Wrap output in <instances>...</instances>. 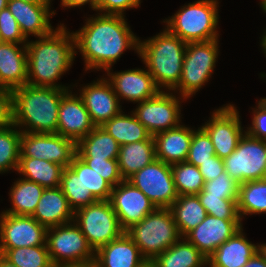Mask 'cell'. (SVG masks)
I'll return each instance as SVG.
<instances>
[{"label": "cell", "instance_id": "6da1fadb", "mask_svg": "<svg viewBox=\"0 0 266 267\" xmlns=\"http://www.w3.org/2000/svg\"><path fill=\"white\" fill-rule=\"evenodd\" d=\"M124 17L98 13L88 18L79 31L73 32L75 49L84 58L85 71H111V66L126 49L133 48L138 54L140 39L131 31Z\"/></svg>", "mask_w": 266, "mask_h": 267}, {"label": "cell", "instance_id": "7a4b0ae2", "mask_svg": "<svg viewBox=\"0 0 266 267\" xmlns=\"http://www.w3.org/2000/svg\"><path fill=\"white\" fill-rule=\"evenodd\" d=\"M26 47L27 84L68 89V86L57 84L56 81L73 65L77 54L74 34L60 24L50 34L27 42Z\"/></svg>", "mask_w": 266, "mask_h": 267}, {"label": "cell", "instance_id": "3957f363", "mask_svg": "<svg viewBox=\"0 0 266 267\" xmlns=\"http://www.w3.org/2000/svg\"><path fill=\"white\" fill-rule=\"evenodd\" d=\"M69 90L28 84L15 88L13 124L21 132L57 133L60 102Z\"/></svg>", "mask_w": 266, "mask_h": 267}, {"label": "cell", "instance_id": "277c9868", "mask_svg": "<svg viewBox=\"0 0 266 267\" xmlns=\"http://www.w3.org/2000/svg\"><path fill=\"white\" fill-rule=\"evenodd\" d=\"M186 47L187 43L166 27L148 40H139L138 55L161 91L162 88L171 91L178 86Z\"/></svg>", "mask_w": 266, "mask_h": 267}, {"label": "cell", "instance_id": "5b68a950", "mask_svg": "<svg viewBox=\"0 0 266 267\" xmlns=\"http://www.w3.org/2000/svg\"><path fill=\"white\" fill-rule=\"evenodd\" d=\"M218 4L217 0H197L182 6L163 22L172 34L186 43L218 39Z\"/></svg>", "mask_w": 266, "mask_h": 267}, {"label": "cell", "instance_id": "8992f818", "mask_svg": "<svg viewBox=\"0 0 266 267\" xmlns=\"http://www.w3.org/2000/svg\"><path fill=\"white\" fill-rule=\"evenodd\" d=\"M126 233L148 262L153 261L181 238L170 208L160 207L133 225Z\"/></svg>", "mask_w": 266, "mask_h": 267}, {"label": "cell", "instance_id": "52a82bcc", "mask_svg": "<svg viewBox=\"0 0 266 267\" xmlns=\"http://www.w3.org/2000/svg\"><path fill=\"white\" fill-rule=\"evenodd\" d=\"M218 44V39L187 43L179 84L173 90H178L183 100L209 81L219 54Z\"/></svg>", "mask_w": 266, "mask_h": 267}, {"label": "cell", "instance_id": "ba28073f", "mask_svg": "<svg viewBox=\"0 0 266 267\" xmlns=\"http://www.w3.org/2000/svg\"><path fill=\"white\" fill-rule=\"evenodd\" d=\"M74 222L95 252L125 232L109 200L79 208L74 213Z\"/></svg>", "mask_w": 266, "mask_h": 267}, {"label": "cell", "instance_id": "9c48e42d", "mask_svg": "<svg viewBox=\"0 0 266 267\" xmlns=\"http://www.w3.org/2000/svg\"><path fill=\"white\" fill-rule=\"evenodd\" d=\"M46 244L54 267L95 259V251L74 221L48 228Z\"/></svg>", "mask_w": 266, "mask_h": 267}, {"label": "cell", "instance_id": "30bf717a", "mask_svg": "<svg viewBox=\"0 0 266 267\" xmlns=\"http://www.w3.org/2000/svg\"><path fill=\"white\" fill-rule=\"evenodd\" d=\"M225 171L238 183L263 179L266 141L249 136L245 130L236 150L223 159Z\"/></svg>", "mask_w": 266, "mask_h": 267}, {"label": "cell", "instance_id": "8fae6325", "mask_svg": "<svg viewBox=\"0 0 266 267\" xmlns=\"http://www.w3.org/2000/svg\"><path fill=\"white\" fill-rule=\"evenodd\" d=\"M157 208H169L177 199L171 165L155 159L127 179Z\"/></svg>", "mask_w": 266, "mask_h": 267}, {"label": "cell", "instance_id": "7c38bea8", "mask_svg": "<svg viewBox=\"0 0 266 267\" xmlns=\"http://www.w3.org/2000/svg\"><path fill=\"white\" fill-rule=\"evenodd\" d=\"M173 94L162 90L156 96L138 102L137 108L131 111L152 136L180 125L181 98Z\"/></svg>", "mask_w": 266, "mask_h": 267}, {"label": "cell", "instance_id": "4fadbf2b", "mask_svg": "<svg viewBox=\"0 0 266 267\" xmlns=\"http://www.w3.org/2000/svg\"><path fill=\"white\" fill-rule=\"evenodd\" d=\"M76 155V143L57 133L22 132L20 157H32L69 167Z\"/></svg>", "mask_w": 266, "mask_h": 267}, {"label": "cell", "instance_id": "5bb4252c", "mask_svg": "<svg viewBox=\"0 0 266 267\" xmlns=\"http://www.w3.org/2000/svg\"><path fill=\"white\" fill-rule=\"evenodd\" d=\"M239 113L233 104H227L214 110L202 128L209 135L215 155L220 159L228 157L234 150L240 138L244 135Z\"/></svg>", "mask_w": 266, "mask_h": 267}, {"label": "cell", "instance_id": "9a60e30c", "mask_svg": "<svg viewBox=\"0 0 266 267\" xmlns=\"http://www.w3.org/2000/svg\"><path fill=\"white\" fill-rule=\"evenodd\" d=\"M109 201L125 232L157 208L128 180H123L112 188Z\"/></svg>", "mask_w": 266, "mask_h": 267}, {"label": "cell", "instance_id": "2e32d148", "mask_svg": "<svg viewBox=\"0 0 266 267\" xmlns=\"http://www.w3.org/2000/svg\"><path fill=\"white\" fill-rule=\"evenodd\" d=\"M47 228L32 216L0 215V248L47 245Z\"/></svg>", "mask_w": 266, "mask_h": 267}, {"label": "cell", "instance_id": "e0dca14e", "mask_svg": "<svg viewBox=\"0 0 266 267\" xmlns=\"http://www.w3.org/2000/svg\"><path fill=\"white\" fill-rule=\"evenodd\" d=\"M80 91L79 96L95 126H102L122 112L119 99L107 78L102 77L97 82L87 84Z\"/></svg>", "mask_w": 266, "mask_h": 267}, {"label": "cell", "instance_id": "ac0fdd59", "mask_svg": "<svg viewBox=\"0 0 266 267\" xmlns=\"http://www.w3.org/2000/svg\"><path fill=\"white\" fill-rule=\"evenodd\" d=\"M78 94L69 90L61 99L59 106L57 134L73 140L76 144L96 126Z\"/></svg>", "mask_w": 266, "mask_h": 267}, {"label": "cell", "instance_id": "d6986e66", "mask_svg": "<svg viewBox=\"0 0 266 267\" xmlns=\"http://www.w3.org/2000/svg\"><path fill=\"white\" fill-rule=\"evenodd\" d=\"M241 221L223 220L207 215L185 238L208 258L219 246L242 228Z\"/></svg>", "mask_w": 266, "mask_h": 267}, {"label": "cell", "instance_id": "ffe728a7", "mask_svg": "<svg viewBox=\"0 0 266 267\" xmlns=\"http://www.w3.org/2000/svg\"><path fill=\"white\" fill-rule=\"evenodd\" d=\"M107 76L119 101L124 99L138 103L156 96L161 91L147 69H130L117 73L107 71Z\"/></svg>", "mask_w": 266, "mask_h": 267}, {"label": "cell", "instance_id": "44dd1931", "mask_svg": "<svg viewBox=\"0 0 266 267\" xmlns=\"http://www.w3.org/2000/svg\"><path fill=\"white\" fill-rule=\"evenodd\" d=\"M7 7L27 39L30 34L38 38L48 35L54 30L50 23V17L56 12L50 11V4L8 0Z\"/></svg>", "mask_w": 266, "mask_h": 267}, {"label": "cell", "instance_id": "7402d4cb", "mask_svg": "<svg viewBox=\"0 0 266 267\" xmlns=\"http://www.w3.org/2000/svg\"><path fill=\"white\" fill-rule=\"evenodd\" d=\"M95 260L99 267H143L148 263L126 232L100 247Z\"/></svg>", "mask_w": 266, "mask_h": 267}, {"label": "cell", "instance_id": "603a6c76", "mask_svg": "<svg viewBox=\"0 0 266 267\" xmlns=\"http://www.w3.org/2000/svg\"><path fill=\"white\" fill-rule=\"evenodd\" d=\"M74 213L59 186L44 189L32 217L48 229L74 221Z\"/></svg>", "mask_w": 266, "mask_h": 267}, {"label": "cell", "instance_id": "cb8c5ba5", "mask_svg": "<svg viewBox=\"0 0 266 267\" xmlns=\"http://www.w3.org/2000/svg\"><path fill=\"white\" fill-rule=\"evenodd\" d=\"M0 44V86L14 90L27 84V47Z\"/></svg>", "mask_w": 266, "mask_h": 267}, {"label": "cell", "instance_id": "d4e9b609", "mask_svg": "<svg viewBox=\"0 0 266 267\" xmlns=\"http://www.w3.org/2000/svg\"><path fill=\"white\" fill-rule=\"evenodd\" d=\"M193 129L179 125L173 129L157 133L153 136L156 159L173 165L186 161Z\"/></svg>", "mask_w": 266, "mask_h": 267}, {"label": "cell", "instance_id": "484cf974", "mask_svg": "<svg viewBox=\"0 0 266 267\" xmlns=\"http://www.w3.org/2000/svg\"><path fill=\"white\" fill-rule=\"evenodd\" d=\"M257 251L258 245L248 241L241 228L207 258V265L210 267H243Z\"/></svg>", "mask_w": 266, "mask_h": 267}, {"label": "cell", "instance_id": "4316f807", "mask_svg": "<svg viewBox=\"0 0 266 267\" xmlns=\"http://www.w3.org/2000/svg\"><path fill=\"white\" fill-rule=\"evenodd\" d=\"M155 159L156 151L153 136L146 141L120 146L117 159L120 175L124 180H127Z\"/></svg>", "mask_w": 266, "mask_h": 267}, {"label": "cell", "instance_id": "83f0119b", "mask_svg": "<svg viewBox=\"0 0 266 267\" xmlns=\"http://www.w3.org/2000/svg\"><path fill=\"white\" fill-rule=\"evenodd\" d=\"M151 264L153 267H205L207 257L185 237H181L151 261Z\"/></svg>", "mask_w": 266, "mask_h": 267}, {"label": "cell", "instance_id": "f1b7e54d", "mask_svg": "<svg viewBox=\"0 0 266 267\" xmlns=\"http://www.w3.org/2000/svg\"><path fill=\"white\" fill-rule=\"evenodd\" d=\"M120 145L101 126H96L76 144L81 159H118Z\"/></svg>", "mask_w": 266, "mask_h": 267}, {"label": "cell", "instance_id": "f546056e", "mask_svg": "<svg viewBox=\"0 0 266 267\" xmlns=\"http://www.w3.org/2000/svg\"><path fill=\"white\" fill-rule=\"evenodd\" d=\"M64 167L47 160L32 157H19L17 172L31 182L44 188L59 187Z\"/></svg>", "mask_w": 266, "mask_h": 267}, {"label": "cell", "instance_id": "4dcf8cb0", "mask_svg": "<svg viewBox=\"0 0 266 267\" xmlns=\"http://www.w3.org/2000/svg\"><path fill=\"white\" fill-rule=\"evenodd\" d=\"M169 208L181 237H185L207 216L197 195H179Z\"/></svg>", "mask_w": 266, "mask_h": 267}, {"label": "cell", "instance_id": "1f68e13d", "mask_svg": "<svg viewBox=\"0 0 266 267\" xmlns=\"http://www.w3.org/2000/svg\"><path fill=\"white\" fill-rule=\"evenodd\" d=\"M123 113L122 111L101 126L120 146L146 141L152 136L133 113L131 115Z\"/></svg>", "mask_w": 266, "mask_h": 267}, {"label": "cell", "instance_id": "d6a6232c", "mask_svg": "<svg viewBox=\"0 0 266 267\" xmlns=\"http://www.w3.org/2000/svg\"><path fill=\"white\" fill-rule=\"evenodd\" d=\"M44 189V187L35 182L23 178L18 179L14 182L9 193L12 208L3 212L12 215L32 216Z\"/></svg>", "mask_w": 266, "mask_h": 267}, {"label": "cell", "instance_id": "836d02e7", "mask_svg": "<svg viewBox=\"0 0 266 267\" xmlns=\"http://www.w3.org/2000/svg\"><path fill=\"white\" fill-rule=\"evenodd\" d=\"M237 205L241 220L243 215L266 213V180L240 183Z\"/></svg>", "mask_w": 266, "mask_h": 267}, {"label": "cell", "instance_id": "e575fe53", "mask_svg": "<svg viewBox=\"0 0 266 267\" xmlns=\"http://www.w3.org/2000/svg\"><path fill=\"white\" fill-rule=\"evenodd\" d=\"M3 257L17 267H54L47 245L0 248Z\"/></svg>", "mask_w": 266, "mask_h": 267}, {"label": "cell", "instance_id": "d590c367", "mask_svg": "<svg viewBox=\"0 0 266 267\" xmlns=\"http://www.w3.org/2000/svg\"><path fill=\"white\" fill-rule=\"evenodd\" d=\"M60 188L74 212L98 201L90 190L84 188L81 176H78L70 167L63 169Z\"/></svg>", "mask_w": 266, "mask_h": 267}, {"label": "cell", "instance_id": "8d00e7d4", "mask_svg": "<svg viewBox=\"0 0 266 267\" xmlns=\"http://www.w3.org/2000/svg\"><path fill=\"white\" fill-rule=\"evenodd\" d=\"M176 192L179 195H197L204 186V179L195 165L183 161L171 165Z\"/></svg>", "mask_w": 266, "mask_h": 267}, {"label": "cell", "instance_id": "74e56055", "mask_svg": "<svg viewBox=\"0 0 266 267\" xmlns=\"http://www.w3.org/2000/svg\"><path fill=\"white\" fill-rule=\"evenodd\" d=\"M14 124L0 128V173L17 171L22 132Z\"/></svg>", "mask_w": 266, "mask_h": 267}, {"label": "cell", "instance_id": "f35d334b", "mask_svg": "<svg viewBox=\"0 0 266 267\" xmlns=\"http://www.w3.org/2000/svg\"><path fill=\"white\" fill-rule=\"evenodd\" d=\"M69 167L81 176L84 188L90 190L97 200H109L112 186L95 170L90 168L77 154L74 156Z\"/></svg>", "mask_w": 266, "mask_h": 267}, {"label": "cell", "instance_id": "ab89813d", "mask_svg": "<svg viewBox=\"0 0 266 267\" xmlns=\"http://www.w3.org/2000/svg\"><path fill=\"white\" fill-rule=\"evenodd\" d=\"M207 215L223 220H241L238 213V199H224V196H208L197 194Z\"/></svg>", "mask_w": 266, "mask_h": 267}, {"label": "cell", "instance_id": "60d3db41", "mask_svg": "<svg viewBox=\"0 0 266 267\" xmlns=\"http://www.w3.org/2000/svg\"><path fill=\"white\" fill-rule=\"evenodd\" d=\"M214 155L215 149L207 132L202 127H199L198 130H193L186 161L199 167Z\"/></svg>", "mask_w": 266, "mask_h": 267}, {"label": "cell", "instance_id": "b9f144b4", "mask_svg": "<svg viewBox=\"0 0 266 267\" xmlns=\"http://www.w3.org/2000/svg\"><path fill=\"white\" fill-rule=\"evenodd\" d=\"M239 185L235 179L231 178L225 171L215 179L204 183L203 189L198 194H208V196H224V199H238Z\"/></svg>", "mask_w": 266, "mask_h": 267}, {"label": "cell", "instance_id": "7bdbcfd3", "mask_svg": "<svg viewBox=\"0 0 266 267\" xmlns=\"http://www.w3.org/2000/svg\"><path fill=\"white\" fill-rule=\"evenodd\" d=\"M0 38L2 42L21 44V46L28 42L8 7L0 11Z\"/></svg>", "mask_w": 266, "mask_h": 267}, {"label": "cell", "instance_id": "ee69618b", "mask_svg": "<svg viewBox=\"0 0 266 267\" xmlns=\"http://www.w3.org/2000/svg\"><path fill=\"white\" fill-rule=\"evenodd\" d=\"M90 168L102 176L112 187L121 183L117 159H82Z\"/></svg>", "mask_w": 266, "mask_h": 267}, {"label": "cell", "instance_id": "f6af8a7d", "mask_svg": "<svg viewBox=\"0 0 266 267\" xmlns=\"http://www.w3.org/2000/svg\"><path fill=\"white\" fill-rule=\"evenodd\" d=\"M254 109L252 108L254 115L252 126L248 127L249 129L245 132L255 139L266 141V98H261L257 108Z\"/></svg>", "mask_w": 266, "mask_h": 267}, {"label": "cell", "instance_id": "bcb514c9", "mask_svg": "<svg viewBox=\"0 0 266 267\" xmlns=\"http://www.w3.org/2000/svg\"><path fill=\"white\" fill-rule=\"evenodd\" d=\"M141 0H98L97 11L106 15L124 16L126 9L138 8Z\"/></svg>", "mask_w": 266, "mask_h": 267}, {"label": "cell", "instance_id": "7dc6e473", "mask_svg": "<svg viewBox=\"0 0 266 267\" xmlns=\"http://www.w3.org/2000/svg\"><path fill=\"white\" fill-rule=\"evenodd\" d=\"M13 124L12 90L0 86V128Z\"/></svg>", "mask_w": 266, "mask_h": 267}, {"label": "cell", "instance_id": "c3c4849f", "mask_svg": "<svg viewBox=\"0 0 266 267\" xmlns=\"http://www.w3.org/2000/svg\"><path fill=\"white\" fill-rule=\"evenodd\" d=\"M198 168L205 182L213 180L218 175L225 172L223 159H220L216 155L209 158L208 161L202 163Z\"/></svg>", "mask_w": 266, "mask_h": 267}, {"label": "cell", "instance_id": "681fc988", "mask_svg": "<svg viewBox=\"0 0 266 267\" xmlns=\"http://www.w3.org/2000/svg\"><path fill=\"white\" fill-rule=\"evenodd\" d=\"M87 3H90V8L97 11L98 0H61L62 7L68 8L81 7Z\"/></svg>", "mask_w": 266, "mask_h": 267}, {"label": "cell", "instance_id": "f907efd6", "mask_svg": "<svg viewBox=\"0 0 266 267\" xmlns=\"http://www.w3.org/2000/svg\"><path fill=\"white\" fill-rule=\"evenodd\" d=\"M243 267H266V261L263 256L257 251L256 254L249 259Z\"/></svg>", "mask_w": 266, "mask_h": 267}, {"label": "cell", "instance_id": "816d5d0a", "mask_svg": "<svg viewBox=\"0 0 266 267\" xmlns=\"http://www.w3.org/2000/svg\"><path fill=\"white\" fill-rule=\"evenodd\" d=\"M56 267H99V264L94 259V260H89V261H85V262L62 264V265H58Z\"/></svg>", "mask_w": 266, "mask_h": 267}, {"label": "cell", "instance_id": "f5cc1de1", "mask_svg": "<svg viewBox=\"0 0 266 267\" xmlns=\"http://www.w3.org/2000/svg\"><path fill=\"white\" fill-rule=\"evenodd\" d=\"M0 267H17L16 265L12 264L8 260H6L3 256L0 260Z\"/></svg>", "mask_w": 266, "mask_h": 267}, {"label": "cell", "instance_id": "db71d44e", "mask_svg": "<svg viewBox=\"0 0 266 267\" xmlns=\"http://www.w3.org/2000/svg\"><path fill=\"white\" fill-rule=\"evenodd\" d=\"M27 3H33V4H51V0H21Z\"/></svg>", "mask_w": 266, "mask_h": 267}, {"label": "cell", "instance_id": "11a10c76", "mask_svg": "<svg viewBox=\"0 0 266 267\" xmlns=\"http://www.w3.org/2000/svg\"><path fill=\"white\" fill-rule=\"evenodd\" d=\"M258 252L263 256L266 261V243L258 245Z\"/></svg>", "mask_w": 266, "mask_h": 267}, {"label": "cell", "instance_id": "9f6ffc18", "mask_svg": "<svg viewBox=\"0 0 266 267\" xmlns=\"http://www.w3.org/2000/svg\"><path fill=\"white\" fill-rule=\"evenodd\" d=\"M262 41H261V46H262V50L264 51V53H265V56H266V31H265V33L263 34V36H262V39H261Z\"/></svg>", "mask_w": 266, "mask_h": 267}, {"label": "cell", "instance_id": "6f0895ef", "mask_svg": "<svg viewBox=\"0 0 266 267\" xmlns=\"http://www.w3.org/2000/svg\"><path fill=\"white\" fill-rule=\"evenodd\" d=\"M8 5V0H0V11L5 9Z\"/></svg>", "mask_w": 266, "mask_h": 267}, {"label": "cell", "instance_id": "680465c9", "mask_svg": "<svg viewBox=\"0 0 266 267\" xmlns=\"http://www.w3.org/2000/svg\"><path fill=\"white\" fill-rule=\"evenodd\" d=\"M260 4L262 6V10H264V12L266 13V0H261Z\"/></svg>", "mask_w": 266, "mask_h": 267}, {"label": "cell", "instance_id": "91938a15", "mask_svg": "<svg viewBox=\"0 0 266 267\" xmlns=\"http://www.w3.org/2000/svg\"><path fill=\"white\" fill-rule=\"evenodd\" d=\"M143 267H153L152 266V264H151V262H148L145 266H143Z\"/></svg>", "mask_w": 266, "mask_h": 267}, {"label": "cell", "instance_id": "94428289", "mask_svg": "<svg viewBox=\"0 0 266 267\" xmlns=\"http://www.w3.org/2000/svg\"><path fill=\"white\" fill-rule=\"evenodd\" d=\"M263 179H265V180H266V164H265V170H264Z\"/></svg>", "mask_w": 266, "mask_h": 267}]
</instances>
